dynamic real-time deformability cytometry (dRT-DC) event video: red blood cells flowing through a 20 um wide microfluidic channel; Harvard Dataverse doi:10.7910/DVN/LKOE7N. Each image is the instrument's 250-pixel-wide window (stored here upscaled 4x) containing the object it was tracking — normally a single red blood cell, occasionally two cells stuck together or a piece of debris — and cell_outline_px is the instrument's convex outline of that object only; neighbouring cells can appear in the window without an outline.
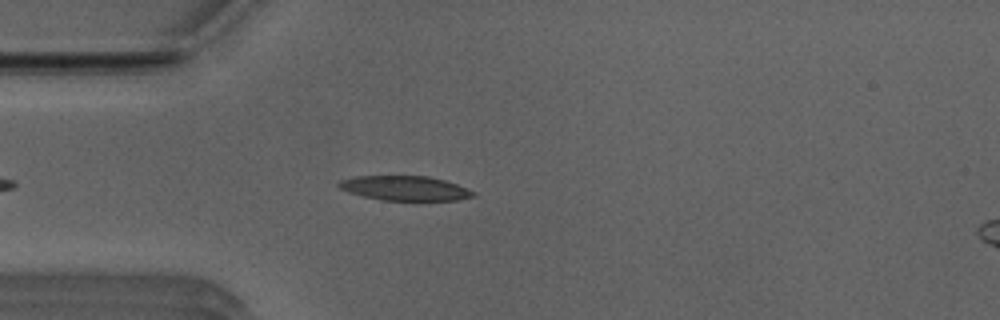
{"species": "Egyptian fruit bat (a non-hibernating species)", "species_latin": "Rousettus aegyptiacus", "temperature_condition": "room temperature", "stored_images_in_passage": 45, "camera_frame_rate_fps": 3000, "um_per_image_px": 0.085, "animal": {"sex": "male"}, "frame": {"image": 1, "passage_image": 7, "time_ms": 2.0, "image_size_px": [1000, 320], "cell_outline_px": [[476, 196], [456, 200], [384, 200], [364, 196], [348, 192], [340, 188], [336, 184], [340, 180], [352, 176], [428, 176], [444, 180], [456, 184], [476, 192]], "centroid_in_image_um": [34.41, 15.99], "position_along_channel_um": 50.6, "area_um2": 19.19}}
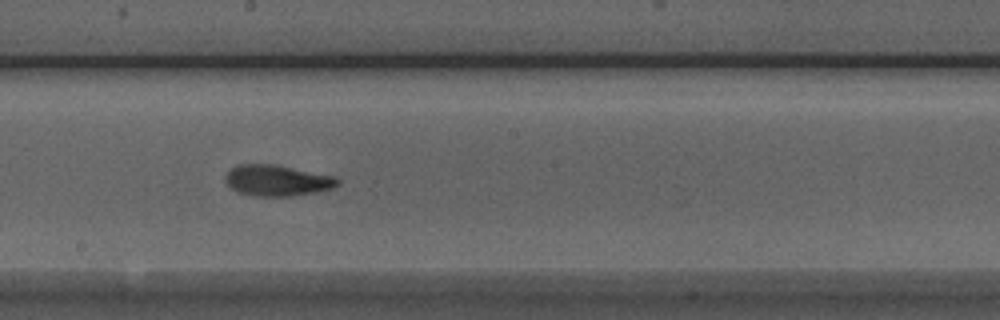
{"frame": {"image": 2, "passage_image": 21, "time_ms": 6.667, "image_size_px": [1000, 320], "cell_outline_px": [[340, 184], [332, 188], [316, 192], [292, 196], [252, 196], [236, 192], [224, 180], [224, 176], [236, 164], [276, 164], [336, 176], [340, 180]], "centroid_in_image_um": [23.57, 15.33], "position_along_channel_um": 224.6, "area_um2": 20.58}}
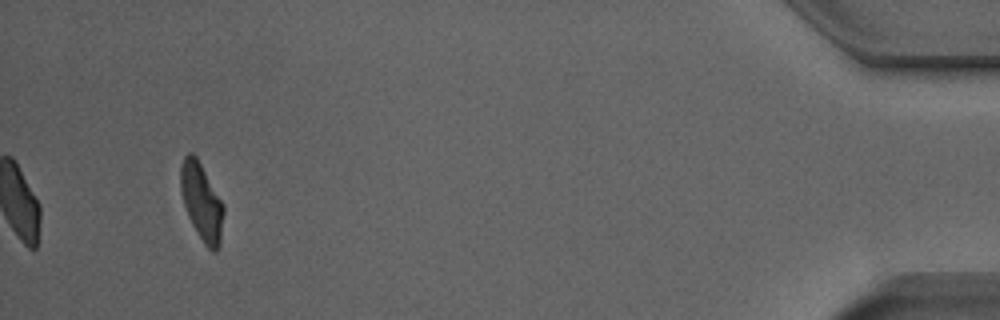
{"frame": {"image": 3, "passage_image": 42, "time_ms": 13.667, "image_size_px": [1000, 320], "cell_outline_px": [[224, 212], [220, 244], [216, 252], [212, 252], [204, 244], [196, 232], [188, 216], [180, 192], [180, 164], [184, 156], [188, 152], [192, 152], [196, 156], [224, 204]], "centroid_in_image_um": [17.13, 17.15], "position_along_channel_um": 418.1, "area_um2": 19.54}, "authors_computed_cell_mechanics": {"area_um2": 19.8254, "velocity_mm_per_s": 3.9082, "shape_relaxation_time_tau1_ms": 3.4083, "shape_relaxation_time_tau2_ms": 2.8059, "deformation_change_tau1": 0.1673, "deformation_change_tau2": 0.0979}}